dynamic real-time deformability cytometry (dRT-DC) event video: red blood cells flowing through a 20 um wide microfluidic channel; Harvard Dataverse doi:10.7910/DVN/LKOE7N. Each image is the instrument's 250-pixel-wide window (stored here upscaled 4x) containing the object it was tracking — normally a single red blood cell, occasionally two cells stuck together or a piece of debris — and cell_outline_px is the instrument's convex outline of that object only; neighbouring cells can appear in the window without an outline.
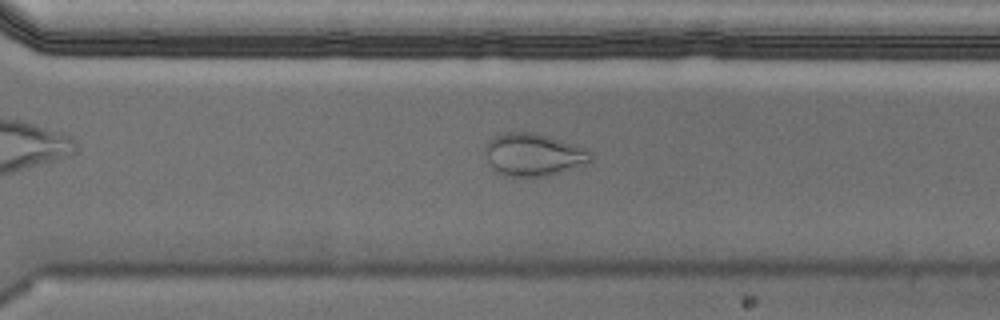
{"species": "Egyptian fruit bat (a non-hibernating species)", "species_latin": "Rousettus aegyptiacus", "temperature_condition": "cold", "stored_images_in_passage": 56, "camera_frame_rate_fps": 3000, "um_per_image_px": 0.085, "animal": {"sex": "male"}, "frame": {"image": 1, "passage_image": 40, "time_ms": 13.0, "image_size_px": [1000, 320], "cell_outline_px": [[592, 160], [588, 164], [560, 172], [544, 176], [508, 176], [496, 172], [488, 160], [484, 152], [484, 144], [492, 136], [504, 132], [532, 132], [548, 136], [576, 144], [588, 148], [592, 156]], "centroid_in_image_um": [45.34, 13.12], "position_along_channel_um": 325.3, "area_um2": 26.47}}
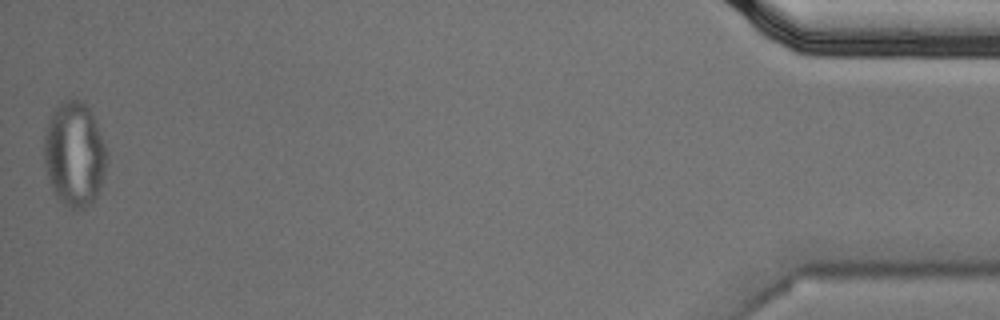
{"frame": {"image": 2, "passage_image": 56, "time_ms": 18.333, "image_size_px": [1000, 320], "cell_outline_px": [[108, 156], [104, 176], [96, 196], [92, 204], [84, 208], [72, 208], [64, 204], [52, 192], [44, 164], [44, 132], [48, 120], [52, 112], [60, 100], [84, 100], [96, 124], [104, 144]], "centroid_in_image_um": [6.3, 13.1], "position_along_channel_um": 428.9, "area_um2": 38.38}, "authors_computed_cell_mechanics": {"area_um2": 21.5305, "velocity_mm_per_s": 3.5394, "shape_relaxation_time_tau1_ms": null, "shape_relaxation_time_tau2_ms": 1.7183, "deformation_change_tau1": null, "deformation_change_tau2": 0.0611}}